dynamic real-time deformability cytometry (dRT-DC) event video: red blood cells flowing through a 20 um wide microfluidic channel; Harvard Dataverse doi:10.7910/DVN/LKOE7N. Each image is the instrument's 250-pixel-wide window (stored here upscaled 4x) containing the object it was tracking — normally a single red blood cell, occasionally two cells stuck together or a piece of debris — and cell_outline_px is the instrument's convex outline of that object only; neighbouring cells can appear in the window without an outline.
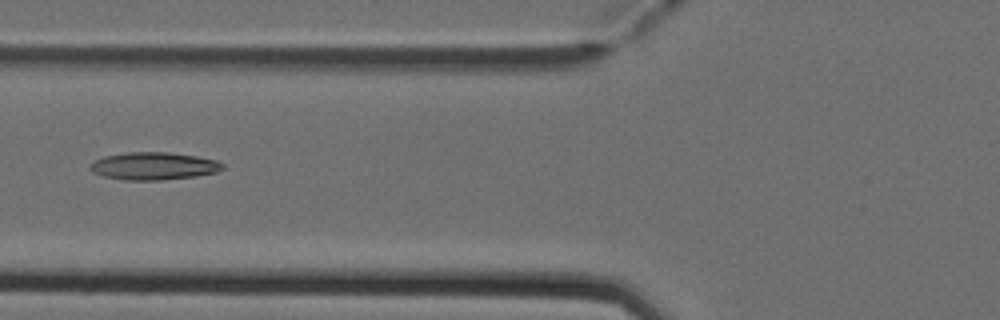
{"species": "Egyptian fruit bat (a non-hibernating species)", "species_latin": "Rousettus aegyptiacus", "temperature_condition": "cold", "stored_images_in_passage": 5, "camera_frame_rate_fps": 3000, "um_per_image_px": 0.085, "animal": {"sex": "female"}, "frame": {"image": 1, "passage_image": 5, "time_ms": 1.333, "image_size_px": [1000, 320], "cell_outline_px": [[224, 168], [216, 172], [196, 176], [160, 180], [124, 180], [104, 176], [92, 172], [88, 168], [88, 164], [104, 156], [128, 152], [168, 152], [196, 156], [216, 160], [224, 164]], "centroid_in_image_um": [13.04, 14.11], "position_along_channel_um": 112.8, "area_um2": 21.33}}